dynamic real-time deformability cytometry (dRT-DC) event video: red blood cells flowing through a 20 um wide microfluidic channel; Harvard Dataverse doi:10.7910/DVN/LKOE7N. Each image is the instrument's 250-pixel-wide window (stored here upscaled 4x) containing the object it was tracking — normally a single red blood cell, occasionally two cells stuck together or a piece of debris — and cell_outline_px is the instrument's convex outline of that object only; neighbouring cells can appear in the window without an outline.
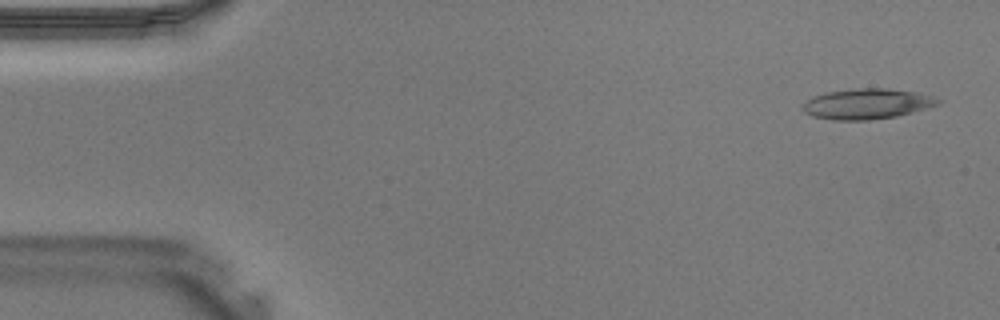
{"species": "Egyptian fruit bat (a non-hibernating species)", "species_latin": "Rousettus aegyptiacus", "temperature_condition": "warm", "stored_images_in_passage": 40, "camera_frame_rate_fps": 3000, "um_per_image_px": 0.085, "animal": {"sex": "male"}, "frame": {"image": 1, "passage_image": 1, "time_ms": 0.0, "image_size_px": [1000, 320], "cell_outline_px": [[944, 100], [940, 104], [928, 108], [896, 116], [868, 120], [832, 120], [812, 116], [804, 112], [804, 104], [812, 96], [828, 92], [856, 88], [888, 88], [916, 92], [932, 96]], "centroid_in_image_um": [73.74, 8.82], "position_along_channel_um": 11.3, "area_um2": 23.99}}
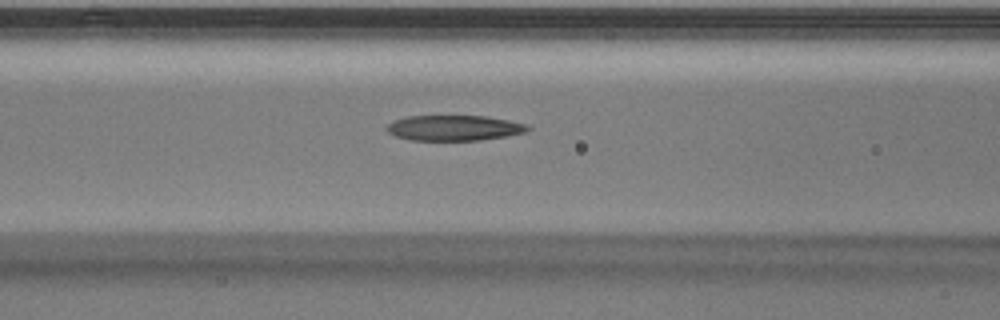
{"frame": {"image": 2, "passage_image": 15, "time_ms": 4.667, "image_size_px": [1000, 320], "cell_outline_px": [[532, 128], [524, 132], [508, 136], [480, 140], [412, 140], [396, 136], [388, 132], [384, 128], [388, 124], [396, 120], [408, 116], [488, 116], [508, 120], [524, 124]], "centroid_in_image_um": [38.6, 10.87], "position_along_channel_um": 128.0, "area_um2": 20.75}}
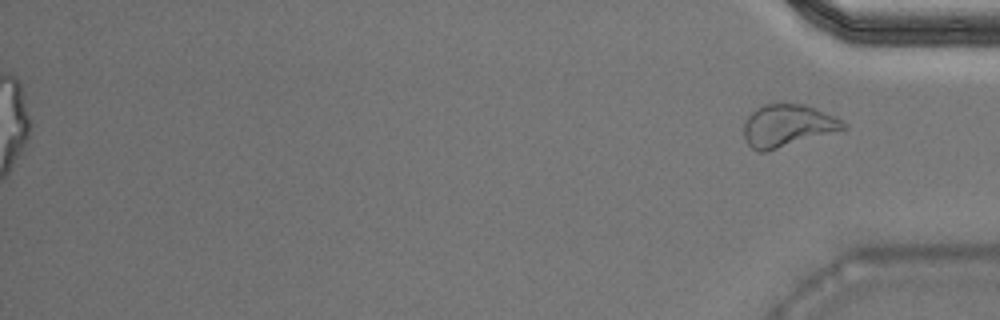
{"frame": {"image": 3, "passage_image": 40, "time_ms": 13.0, "image_size_px": [1000, 320], "cell_outline_px": [[848, 128], [764, 152], [760, 152], [752, 148], [744, 140], [744, 120], [756, 108], [764, 104], [804, 104], [832, 116], [840, 120]], "centroid_in_image_um": [66.87, 10.68], "position_along_channel_um": 368.3, "area_um2": 24.04}}